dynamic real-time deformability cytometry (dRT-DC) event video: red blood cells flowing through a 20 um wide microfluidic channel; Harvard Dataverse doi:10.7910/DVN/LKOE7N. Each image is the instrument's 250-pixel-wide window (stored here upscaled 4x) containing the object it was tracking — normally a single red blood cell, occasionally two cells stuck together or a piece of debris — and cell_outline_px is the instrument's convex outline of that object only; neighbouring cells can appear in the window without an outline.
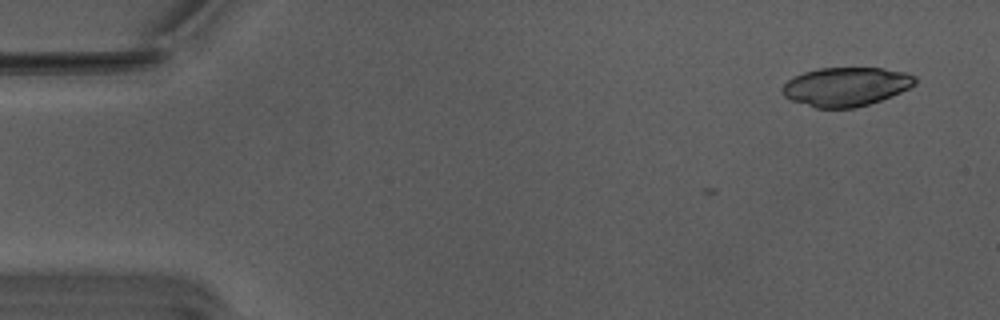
{"species": "Egyptian fruit bat (a non-hibernating species)", "species_latin": "Rousettus aegyptiacus", "temperature_condition": "warm", "stored_images_in_passage": 3, "camera_frame_rate_fps": 3000, "um_per_image_px": 0.085, "animal": {"sex": "male"}, "frame": {"image": 1, "passage_image": 3, "time_ms": 0.667, "image_size_px": [1000, 320], "cell_outline_px": [[916, 84], [892, 96], [856, 108], [816, 108], [792, 100], [784, 96], [780, 88], [788, 80], [804, 72], [820, 68], [884, 68], [904, 72], [916, 76]], "centroid_in_image_um": [71.91, 7.37], "position_along_channel_um": 13.1, "area_um2": 30.0}}